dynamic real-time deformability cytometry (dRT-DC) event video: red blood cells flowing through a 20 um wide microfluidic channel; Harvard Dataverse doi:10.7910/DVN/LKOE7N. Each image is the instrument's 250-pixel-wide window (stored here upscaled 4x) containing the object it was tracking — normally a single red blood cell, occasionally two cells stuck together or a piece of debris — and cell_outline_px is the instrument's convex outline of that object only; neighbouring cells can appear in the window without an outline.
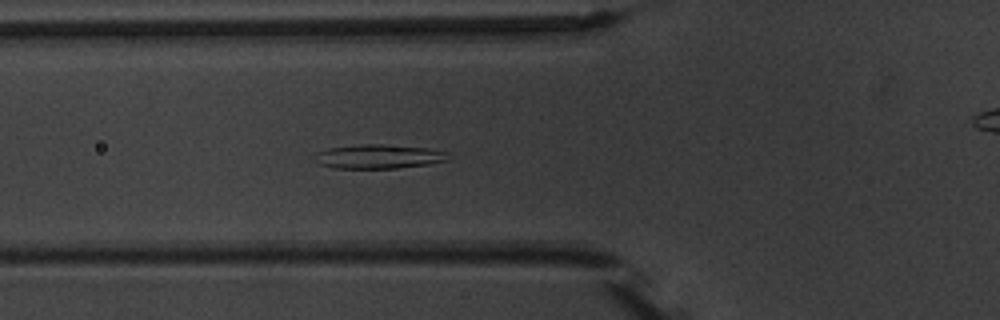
{"species": "common noctule bat (a hibernating species)", "species_latin": "Nyctalus noctula", "temperature_condition": "warm", "stored_images_in_passage": 4, "camera_frame_rate_fps": 3000, "um_per_image_px": 0.085, "animal": {"sex": "male", "body_mass_g": 20.1, "forearm_length_mm": 53.5}, "frame": {"image": 1, "passage_image": 3, "time_ms": 2.333, "image_size_px": [1000, 320], "cell_outline_px": [[448, 160], [428, 164], [396, 168], [336, 168], [316, 164], [312, 160], [316, 152], [328, 148], [364, 144], [380, 144], [428, 148], [444, 152]], "centroid_in_image_um": [32.07, 13.31], "position_along_channel_um": 93.7, "area_um2": 18.67}}